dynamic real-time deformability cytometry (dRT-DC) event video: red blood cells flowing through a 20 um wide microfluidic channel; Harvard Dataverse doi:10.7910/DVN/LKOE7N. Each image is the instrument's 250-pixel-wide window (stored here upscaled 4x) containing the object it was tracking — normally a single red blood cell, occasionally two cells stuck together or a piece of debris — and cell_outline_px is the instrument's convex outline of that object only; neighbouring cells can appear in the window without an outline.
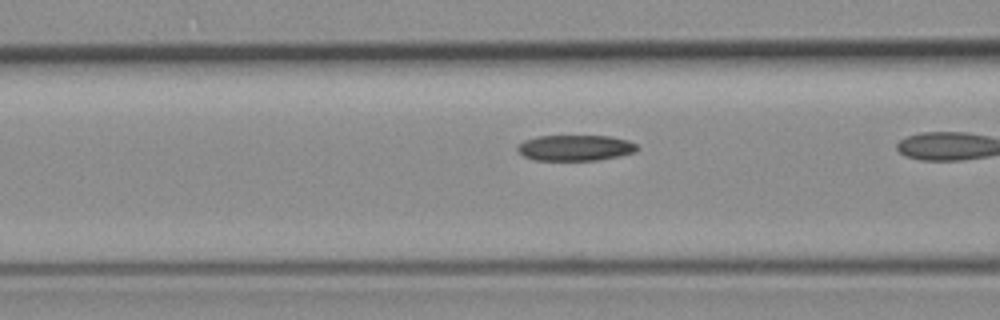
{"species": "common noctule bat (a hibernating species)", "species_latin": "Nyctalus noctula", "temperature_condition": "room temperature", "stored_images_in_passage": 14, "camera_frame_rate_fps": 3000, "um_per_image_px": 0.085, "animal": {"sex": "female", "body_mass_g": 19.3, "forearm_length_mm": 54.1}, "frame": {"image": 1, "passage_image": 10, "time_ms": 3.0, "image_size_px": [1000, 320], "cell_outline_px": [[640, 148], [636, 152], [596, 160], [532, 160], [524, 156], [516, 148], [524, 140], [536, 136], [612, 136], [628, 140], [636, 144]], "centroid_in_image_um": [48.91, 12.56], "position_along_channel_um": 117.7, "area_um2": 17.98}}